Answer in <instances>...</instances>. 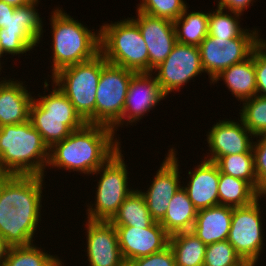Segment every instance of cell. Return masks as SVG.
<instances>
[{"label":"cell","instance_id":"cell-40","mask_svg":"<svg viewBox=\"0 0 266 266\" xmlns=\"http://www.w3.org/2000/svg\"><path fill=\"white\" fill-rule=\"evenodd\" d=\"M10 248L11 246L6 242V240L2 236H0V265H3Z\"/></svg>","mask_w":266,"mask_h":266},{"label":"cell","instance_id":"cell-17","mask_svg":"<svg viewBox=\"0 0 266 266\" xmlns=\"http://www.w3.org/2000/svg\"><path fill=\"white\" fill-rule=\"evenodd\" d=\"M137 18H131L139 27L147 45L149 72L158 67L171 53L177 43L174 22L137 11Z\"/></svg>","mask_w":266,"mask_h":266},{"label":"cell","instance_id":"cell-14","mask_svg":"<svg viewBox=\"0 0 266 266\" xmlns=\"http://www.w3.org/2000/svg\"><path fill=\"white\" fill-rule=\"evenodd\" d=\"M175 149L170 148L168 154L157 170L152 184L146 192H142L148 210L156 222H160L168 209L170 200L175 195L180 185L179 162Z\"/></svg>","mask_w":266,"mask_h":266},{"label":"cell","instance_id":"cell-38","mask_svg":"<svg viewBox=\"0 0 266 266\" xmlns=\"http://www.w3.org/2000/svg\"><path fill=\"white\" fill-rule=\"evenodd\" d=\"M254 0H219L217 4V8L220 9H228L229 11L238 12L243 14V11L250 6L253 5Z\"/></svg>","mask_w":266,"mask_h":266},{"label":"cell","instance_id":"cell-18","mask_svg":"<svg viewBox=\"0 0 266 266\" xmlns=\"http://www.w3.org/2000/svg\"><path fill=\"white\" fill-rule=\"evenodd\" d=\"M239 122L227 119L219 120L213 125L207 134L210 156L207 155L204 159L216 162L220 157L227 155L253 153V141L250 138L254 135L241 119Z\"/></svg>","mask_w":266,"mask_h":266},{"label":"cell","instance_id":"cell-34","mask_svg":"<svg viewBox=\"0 0 266 266\" xmlns=\"http://www.w3.org/2000/svg\"><path fill=\"white\" fill-rule=\"evenodd\" d=\"M137 11L175 21L188 7L183 0H142Z\"/></svg>","mask_w":266,"mask_h":266},{"label":"cell","instance_id":"cell-29","mask_svg":"<svg viewBox=\"0 0 266 266\" xmlns=\"http://www.w3.org/2000/svg\"><path fill=\"white\" fill-rule=\"evenodd\" d=\"M215 163L221 173L247 181L259 194L261 193L263 187L256 178L253 153L223 156Z\"/></svg>","mask_w":266,"mask_h":266},{"label":"cell","instance_id":"cell-4","mask_svg":"<svg viewBox=\"0 0 266 266\" xmlns=\"http://www.w3.org/2000/svg\"><path fill=\"white\" fill-rule=\"evenodd\" d=\"M61 9H54L51 13L52 75L64 67L85 62L100 53V31L92 32Z\"/></svg>","mask_w":266,"mask_h":266},{"label":"cell","instance_id":"cell-45","mask_svg":"<svg viewBox=\"0 0 266 266\" xmlns=\"http://www.w3.org/2000/svg\"><path fill=\"white\" fill-rule=\"evenodd\" d=\"M255 265H257V264L246 263V264H245V265H243V266H255Z\"/></svg>","mask_w":266,"mask_h":266},{"label":"cell","instance_id":"cell-31","mask_svg":"<svg viewBox=\"0 0 266 266\" xmlns=\"http://www.w3.org/2000/svg\"><path fill=\"white\" fill-rule=\"evenodd\" d=\"M224 9L217 8L215 11H209L208 35L216 38H226V40L239 37L245 29L239 25V18L242 15L238 12L230 11L233 16L226 14ZM230 14V15H229Z\"/></svg>","mask_w":266,"mask_h":266},{"label":"cell","instance_id":"cell-7","mask_svg":"<svg viewBox=\"0 0 266 266\" xmlns=\"http://www.w3.org/2000/svg\"><path fill=\"white\" fill-rule=\"evenodd\" d=\"M101 74V53L94 58L64 67L52 75V84L74 105L88 124H96V91Z\"/></svg>","mask_w":266,"mask_h":266},{"label":"cell","instance_id":"cell-3","mask_svg":"<svg viewBox=\"0 0 266 266\" xmlns=\"http://www.w3.org/2000/svg\"><path fill=\"white\" fill-rule=\"evenodd\" d=\"M49 148L30 120L0 127V175L44 176Z\"/></svg>","mask_w":266,"mask_h":266},{"label":"cell","instance_id":"cell-19","mask_svg":"<svg viewBox=\"0 0 266 266\" xmlns=\"http://www.w3.org/2000/svg\"><path fill=\"white\" fill-rule=\"evenodd\" d=\"M87 221L86 252L89 266H126L115 226L106 221Z\"/></svg>","mask_w":266,"mask_h":266},{"label":"cell","instance_id":"cell-10","mask_svg":"<svg viewBox=\"0 0 266 266\" xmlns=\"http://www.w3.org/2000/svg\"><path fill=\"white\" fill-rule=\"evenodd\" d=\"M256 30L246 29L239 37L229 40L207 35L198 47L202 68L211 81L222 70L244 61L251 55L261 38Z\"/></svg>","mask_w":266,"mask_h":266},{"label":"cell","instance_id":"cell-27","mask_svg":"<svg viewBox=\"0 0 266 266\" xmlns=\"http://www.w3.org/2000/svg\"><path fill=\"white\" fill-rule=\"evenodd\" d=\"M258 198L260 194L247 181L220 172L218 205L244 207Z\"/></svg>","mask_w":266,"mask_h":266},{"label":"cell","instance_id":"cell-13","mask_svg":"<svg viewBox=\"0 0 266 266\" xmlns=\"http://www.w3.org/2000/svg\"><path fill=\"white\" fill-rule=\"evenodd\" d=\"M162 92L179 91L189 80L204 73L198 46L177 42L167 58L154 69Z\"/></svg>","mask_w":266,"mask_h":266},{"label":"cell","instance_id":"cell-41","mask_svg":"<svg viewBox=\"0 0 266 266\" xmlns=\"http://www.w3.org/2000/svg\"><path fill=\"white\" fill-rule=\"evenodd\" d=\"M0 1H3L13 7H19V6L27 5L33 2L34 0H0Z\"/></svg>","mask_w":266,"mask_h":266},{"label":"cell","instance_id":"cell-33","mask_svg":"<svg viewBox=\"0 0 266 266\" xmlns=\"http://www.w3.org/2000/svg\"><path fill=\"white\" fill-rule=\"evenodd\" d=\"M246 262L228 240L207 245L203 266H243Z\"/></svg>","mask_w":266,"mask_h":266},{"label":"cell","instance_id":"cell-11","mask_svg":"<svg viewBox=\"0 0 266 266\" xmlns=\"http://www.w3.org/2000/svg\"><path fill=\"white\" fill-rule=\"evenodd\" d=\"M39 0L15 7L5 28H0V43L4 53L24 54L39 44L43 31L42 18L36 10Z\"/></svg>","mask_w":266,"mask_h":266},{"label":"cell","instance_id":"cell-16","mask_svg":"<svg viewBox=\"0 0 266 266\" xmlns=\"http://www.w3.org/2000/svg\"><path fill=\"white\" fill-rule=\"evenodd\" d=\"M166 95L162 92L156 76L152 72L135 73L128 88L121 120L112 128L114 134L116 129L123 124H136L142 116L150 112ZM127 119V120H126Z\"/></svg>","mask_w":266,"mask_h":266},{"label":"cell","instance_id":"cell-12","mask_svg":"<svg viewBox=\"0 0 266 266\" xmlns=\"http://www.w3.org/2000/svg\"><path fill=\"white\" fill-rule=\"evenodd\" d=\"M259 198L244 207H233L228 242L246 263L257 264L263 248Z\"/></svg>","mask_w":266,"mask_h":266},{"label":"cell","instance_id":"cell-22","mask_svg":"<svg viewBox=\"0 0 266 266\" xmlns=\"http://www.w3.org/2000/svg\"><path fill=\"white\" fill-rule=\"evenodd\" d=\"M233 207L217 205L197 212L192 232L205 244L228 239Z\"/></svg>","mask_w":266,"mask_h":266},{"label":"cell","instance_id":"cell-43","mask_svg":"<svg viewBox=\"0 0 266 266\" xmlns=\"http://www.w3.org/2000/svg\"><path fill=\"white\" fill-rule=\"evenodd\" d=\"M266 197V185L262 188V191H261V193H260V197Z\"/></svg>","mask_w":266,"mask_h":266},{"label":"cell","instance_id":"cell-15","mask_svg":"<svg viewBox=\"0 0 266 266\" xmlns=\"http://www.w3.org/2000/svg\"><path fill=\"white\" fill-rule=\"evenodd\" d=\"M122 257L127 263L133 259L149 256L169 246L170 235L159 222L151 226H115Z\"/></svg>","mask_w":266,"mask_h":266},{"label":"cell","instance_id":"cell-30","mask_svg":"<svg viewBox=\"0 0 266 266\" xmlns=\"http://www.w3.org/2000/svg\"><path fill=\"white\" fill-rule=\"evenodd\" d=\"M57 256L43 252L36 245L15 246L9 249L3 266H63Z\"/></svg>","mask_w":266,"mask_h":266},{"label":"cell","instance_id":"cell-6","mask_svg":"<svg viewBox=\"0 0 266 266\" xmlns=\"http://www.w3.org/2000/svg\"><path fill=\"white\" fill-rule=\"evenodd\" d=\"M99 31L100 53L107 62L136 73L149 72L147 45L131 18L104 24Z\"/></svg>","mask_w":266,"mask_h":266},{"label":"cell","instance_id":"cell-32","mask_svg":"<svg viewBox=\"0 0 266 266\" xmlns=\"http://www.w3.org/2000/svg\"><path fill=\"white\" fill-rule=\"evenodd\" d=\"M242 102L239 114L245 127L254 137L266 134V96L256 95Z\"/></svg>","mask_w":266,"mask_h":266},{"label":"cell","instance_id":"cell-2","mask_svg":"<svg viewBox=\"0 0 266 266\" xmlns=\"http://www.w3.org/2000/svg\"><path fill=\"white\" fill-rule=\"evenodd\" d=\"M113 129L86 123L49 149L47 166L92 174L120 149Z\"/></svg>","mask_w":266,"mask_h":266},{"label":"cell","instance_id":"cell-5","mask_svg":"<svg viewBox=\"0 0 266 266\" xmlns=\"http://www.w3.org/2000/svg\"><path fill=\"white\" fill-rule=\"evenodd\" d=\"M54 86L50 94L33 98L29 116L49 149L86 124L69 98Z\"/></svg>","mask_w":266,"mask_h":266},{"label":"cell","instance_id":"cell-1","mask_svg":"<svg viewBox=\"0 0 266 266\" xmlns=\"http://www.w3.org/2000/svg\"><path fill=\"white\" fill-rule=\"evenodd\" d=\"M44 177L0 175V236L11 247L26 246L34 241L41 221Z\"/></svg>","mask_w":266,"mask_h":266},{"label":"cell","instance_id":"cell-39","mask_svg":"<svg viewBox=\"0 0 266 266\" xmlns=\"http://www.w3.org/2000/svg\"><path fill=\"white\" fill-rule=\"evenodd\" d=\"M15 7L0 1V28H5L9 17L13 14Z\"/></svg>","mask_w":266,"mask_h":266},{"label":"cell","instance_id":"cell-36","mask_svg":"<svg viewBox=\"0 0 266 266\" xmlns=\"http://www.w3.org/2000/svg\"><path fill=\"white\" fill-rule=\"evenodd\" d=\"M126 266H176V263L173 251L168 246L160 252L128 261Z\"/></svg>","mask_w":266,"mask_h":266},{"label":"cell","instance_id":"cell-28","mask_svg":"<svg viewBox=\"0 0 266 266\" xmlns=\"http://www.w3.org/2000/svg\"><path fill=\"white\" fill-rule=\"evenodd\" d=\"M187 7L174 21L177 42L199 46L208 35L209 13L188 12Z\"/></svg>","mask_w":266,"mask_h":266},{"label":"cell","instance_id":"cell-8","mask_svg":"<svg viewBox=\"0 0 266 266\" xmlns=\"http://www.w3.org/2000/svg\"><path fill=\"white\" fill-rule=\"evenodd\" d=\"M121 151L119 149L93 173L100 174V180L96 187L95 204L88 205L87 220L110 222L123 201L133 191L127 187L128 171Z\"/></svg>","mask_w":266,"mask_h":266},{"label":"cell","instance_id":"cell-26","mask_svg":"<svg viewBox=\"0 0 266 266\" xmlns=\"http://www.w3.org/2000/svg\"><path fill=\"white\" fill-rule=\"evenodd\" d=\"M114 226L146 228L155 220L152 218L141 190H133L123 201L118 212L110 221Z\"/></svg>","mask_w":266,"mask_h":266},{"label":"cell","instance_id":"cell-23","mask_svg":"<svg viewBox=\"0 0 266 266\" xmlns=\"http://www.w3.org/2000/svg\"><path fill=\"white\" fill-rule=\"evenodd\" d=\"M220 79L225 82L226 87L240 102L256 96L254 48L247 59L222 70L210 83L216 84Z\"/></svg>","mask_w":266,"mask_h":266},{"label":"cell","instance_id":"cell-44","mask_svg":"<svg viewBox=\"0 0 266 266\" xmlns=\"http://www.w3.org/2000/svg\"><path fill=\"white\" fill-rule=\"evenodd\" d=\"M259 41L262 43V45H264L266 47V40H263L262 38L259 39Z\"/></svg>","mask_w":266,"mask_h":266},{"label":"cell","instance_id":"cell-20","mask_svg":"<svg viewBox=\"0 0 266 266\" xmlns=\"http://www.w3.org/2000/svg\"><path fill=\"white\" fill-rule=\"evenodd\" d=\"M188 175L189 182L183 188L195 208L199 211L217 206L220 171L216 163L204 159Z\"/></svg>","mask_w":266,"mask_h":266},{"label":"cell","instance_id":"cell-37","mask_svg":"<svg viewBox=\"0 0 266 266\" xmlns=\"http://www.w3.org/2000/svg\"><path fill=\"white\" fill-rule=\"evenodd\" d=\"M257 142H253L255 173L258 183L266 185V134L258 135Z\"/></svg>","mask_w":266,"mask_h":266},{"label":"cell","instance_id":"cell-25","mask_svg":"<svg viewBox=\"0 0 266 266\" xmlns=\"http://www.w3.org/2000/svg\"><path fill=\"white\" fill-rule=\"evenodd\" d=\"M176 266H203L207 245L192 231L180 232L170 236Z\"/></svg>","mask_w":266,"mask_h":266},{"label":"cell","instance_id":"cell-42","mask_svg":"<svg viewBox=\"0 0 266 266\" xmlns=\"http://www.w3.org/2000/svg\"><path fill=\"white\" fill-rule=\"evenodd\" d=\"M3 54H4V50L2 49V46H1V43H0V58L3 57ZM1 68H2V66H1V61H0V72H1Z\"/></svg>","mask_w":266,"mask_h":266},{"label":"cell","instance_id":"cell-21","mask_svg":"<svg viewBox=\"0 0 266 266\" xmlns=\"http://www.w3.org/2000/svg\"><path fill=\"white\" fill-rule=\"evenodd\" d=\"M32 95L22 81H0V127L29 120Z\"/></svg>","mask_w":266,"mask_h":266},{"label":"cell","instance_id":"cell-35","mask_svg":"<svg viewBox=\"0 0 266 266\" xmlns=\"http://www.w3.org/2000/svg\"><path fill=\"white\" fill-rule=\"evenodd\" d=\"M257 95L266 96V47L259 41L254 46Z\"/></svg>","mask_w":266,"mask_h":266},{"label":"cell","instance_id":"cell-9","mask_svg":"<svg viewBox=\"0 0 266 266\" xmlns=\"http://www.w3.org/2000/svg\"><path fill=\"white\" fill-rule=\"evenodd\" d=\"M136 72L107 62L101 54L96 91V124L113 128L122 118L130 80Z\"/></svg>","mask_w":266,"mask_h":266},{"label":"cell","instance_id":"cell-24","mask_svg":"<svg viewBox=\"0 0 266 266\" xmlns=\"http://www.w3.org/2000/svg\"><path fill=\"white\" fill-rule=\"evenodd\" d=\"M198 210L190 201L187 191L181 186L170 200L164 218L159 222L171 236L192 231Z\"/></svg>","mask_w":266,"mask_h":266}]
</instances>
